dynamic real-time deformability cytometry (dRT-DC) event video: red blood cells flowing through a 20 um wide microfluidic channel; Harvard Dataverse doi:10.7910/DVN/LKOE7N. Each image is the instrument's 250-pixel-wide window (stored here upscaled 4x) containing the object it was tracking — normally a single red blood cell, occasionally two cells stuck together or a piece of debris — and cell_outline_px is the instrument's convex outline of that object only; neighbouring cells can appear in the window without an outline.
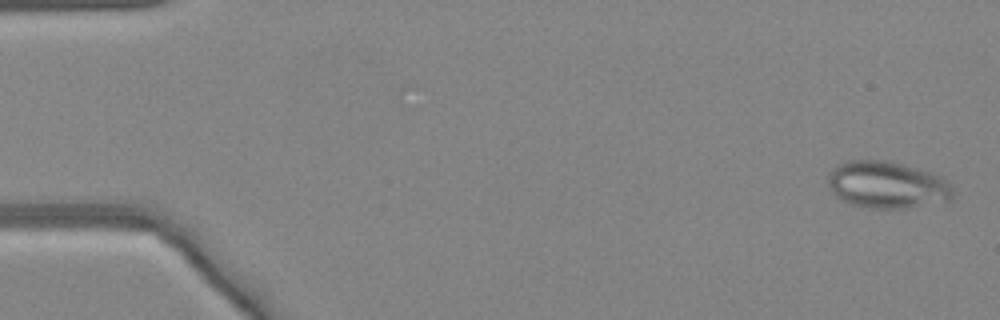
{"species": "common noctule bat (a hibernating species)", "species_latin": "Nyctalus noctula", "temperature_condition": "warm", "stored_images_in_passage": 48, "camera_frame_rate_fps": 3000, "um_per_image_px": 0.085, "animal": {"sex": "female", "body_mass_g": 24.6, "forearm_length_mm": 56.2}, "frame": {"image": 1, "passage_image": 2, "time_ms": 0.333, "image_size_px": [1000, 320], "cell_outline_px": [[952, 200], [904, 208], [868, 208], [848, 204], [836, 196], [832, 192], [828, 184], [828, 172], [832, 168], [844, 160], [892, 160], [932, 172], [944, 176], [952, 184]], "centroid_in_image_um": [75.4, 15.69], "position_along_channel_um": 9.6, "area_um2": 34.91}}
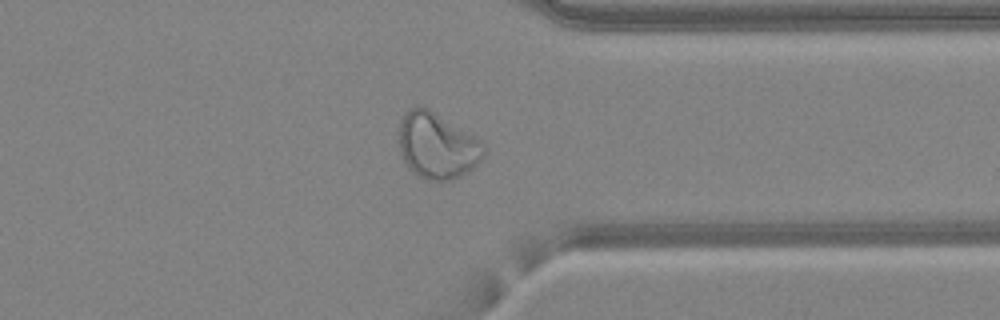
{"frame": {"image": 2, "passage_image": 38, "time_ms": 12.333, "image_size_px": [1000, 320], "cell_outline_px": [[484, 156], [468, 172], [452, 180], [428, 180], [420, 176], [408, 168], [400, 152], [400, 120], [408, 108], [416, 104], [428, 108], [480, 140], [484, 148]], "centroid_in_image_um": [37.13, 12.37], "position_along_channel_um": 374.3, "area_um2": 32.31}}
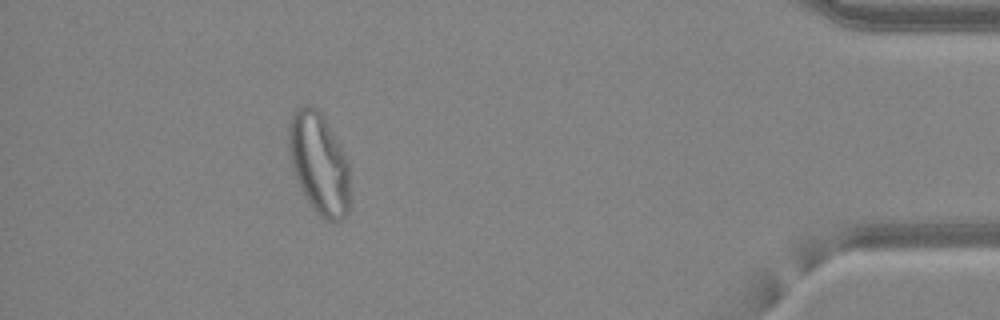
{"frame": {"image": 3, "passage_image": 44, "time_ms": 14.333, "image_size_px": [1000, 320], "cell_outline_px": [[348, 212], [340, 220], [324, 220], [316, 212], [304, 196], [300, 188], [292, 168], [288, 152], [288, 124], [292, 112], [296, 108], [304, 104], [312, 104], [320, 112], [340, 148], [348, 164]], "centroid_in_image_um": [27.05, 13.86], "position_along_channel_um": 408.2, "area_um2": 35.78}}